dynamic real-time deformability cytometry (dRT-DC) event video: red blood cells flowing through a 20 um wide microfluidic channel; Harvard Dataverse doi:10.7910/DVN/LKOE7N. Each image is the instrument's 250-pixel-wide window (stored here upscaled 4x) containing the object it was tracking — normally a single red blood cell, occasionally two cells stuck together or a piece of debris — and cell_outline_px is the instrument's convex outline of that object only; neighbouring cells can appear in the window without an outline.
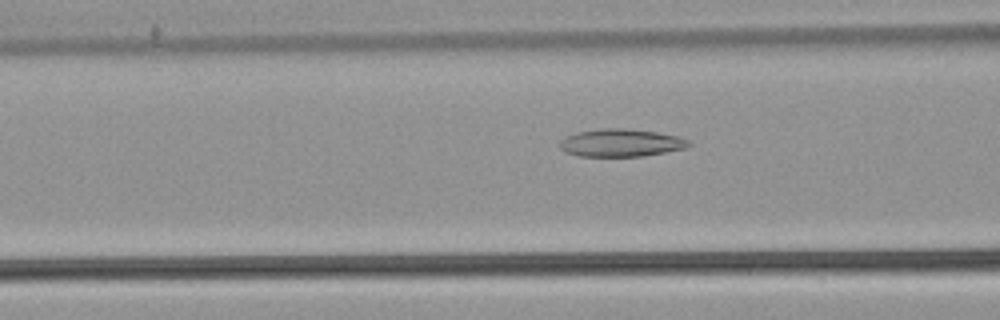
{"species": "common noctule bat (a hibernating species)", "species_latin": "Nyctalus noctula", "temperature_condition": "warm", "stored_images_in_passage": 48, "camera_frame_rate_fps": 3000, "um_per_image_px": 0.085, "animal": {"sex": "male", "body_mass_g": 21.5, "forearm_length_mm": 52.0}, "frame": {"image": 1, "passage_image": 16, "time_ms": 5.0, "image_size_px": [1000, 320], "cell_outline_px": [[692, 144], [684, 148], [644, 156], [580, 156], [564, 152], [560, 148], [560, 140], [564, 136], [576, 132], [604, 128], [624, 128], [656, 132], [680, 136], [688, 140]], "centroid_in_image_um": [52.75, 12.13], "position_along_channel_um": 113.8, "area_um2": 20.87}}
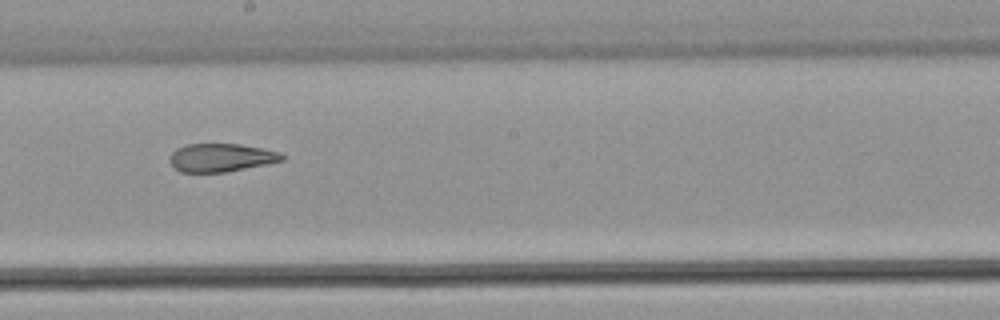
{"frame": {"image": 2, "passage_image": 25, "time_ms": 8.0, "image_size_px": [1000, 320], "cell_outline_px": [[284, 160], [268, 164], [224, 172], [180, 172], [168, 160], [168, 156], [176, 148], [188, 144], [240, 144], [280, 152], [284, 156]], "centroid_in_image_um": [18.77, 13.4], "position_along_channel_um": 229.4, "area_um2": 18.44}}
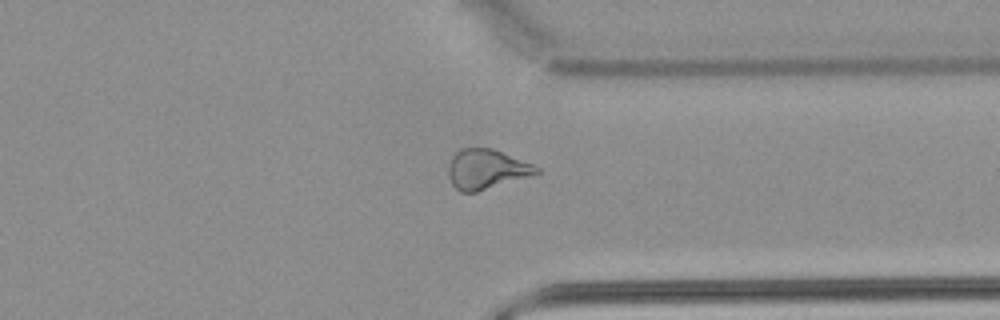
{"frame": {"image": 3, "passage_image": 36, "time_ms": 11.667, "image_size_px": [1000, 320], "cell_outline_px": [[540, 172], [528, 176], [476, 192], [460, 192], [452, 184], [448, 176], [448, 164], [452, 156], [460, 148], [492, 148], [532, 164], [540, 168]], "centroid_in_image_um": [41.3, 14.37], "position_along_channel_um": 370.1, "area_um2": 20.17}, "authors_computed_cell_mechanics": {"area_um2": 21.6172, "velocity_mm_per_s": 3.8617, "shape_relaxation_time_tau1_ms": null, "shape_relaxation_time_tau2_ms": 3.5533, "deformation_change_tau1": null, "deformation_change_tau2": 0.1314}}